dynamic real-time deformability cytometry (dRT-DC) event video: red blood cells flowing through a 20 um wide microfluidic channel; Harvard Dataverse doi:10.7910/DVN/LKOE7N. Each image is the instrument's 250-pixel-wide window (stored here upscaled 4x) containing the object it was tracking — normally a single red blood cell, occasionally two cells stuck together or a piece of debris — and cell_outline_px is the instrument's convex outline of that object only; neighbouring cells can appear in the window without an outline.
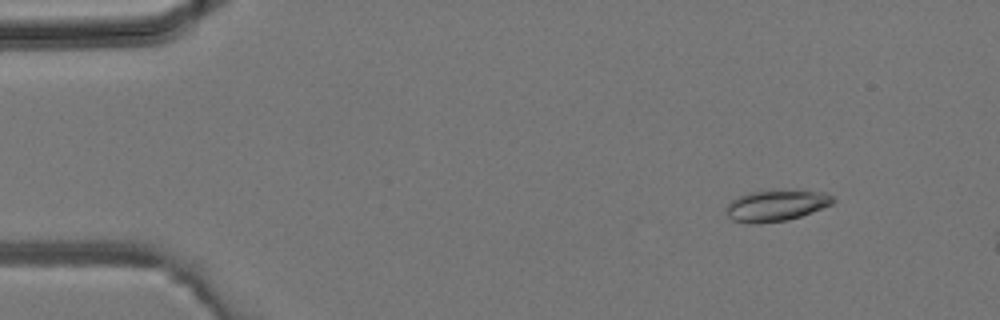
{"species": "common noctule bat (a hibernating species)", "species_latin": "Nyctalus noctula", "temperature_condition": "room temperature", "stored_images_in_passage": 4, "camera_frame_rate_fps": 3000, "um_per_image_px": 0.085, "animal": {"sex": "male", "body_mass_g": 19.2, "forearm_length_mm": 51.8}, "frame": {"image": 1, "passage_image": 2, "time_ms": 0.333, "image_size_px": [1000, 320], "cell_outline_px": [[836, 200], [832, 204], [800, 216], [788, 220], [756, 224], [748, 224], [732, 220], [728, 216], [724, 208], [732, 200], [748, 192], [768, 188], [800, 188], [824, 192], [832, 196]], "centroid_in_image_um": [65.97, 17.41], "position_along_channel_um": 19.0, "area_um2": 20.4}}